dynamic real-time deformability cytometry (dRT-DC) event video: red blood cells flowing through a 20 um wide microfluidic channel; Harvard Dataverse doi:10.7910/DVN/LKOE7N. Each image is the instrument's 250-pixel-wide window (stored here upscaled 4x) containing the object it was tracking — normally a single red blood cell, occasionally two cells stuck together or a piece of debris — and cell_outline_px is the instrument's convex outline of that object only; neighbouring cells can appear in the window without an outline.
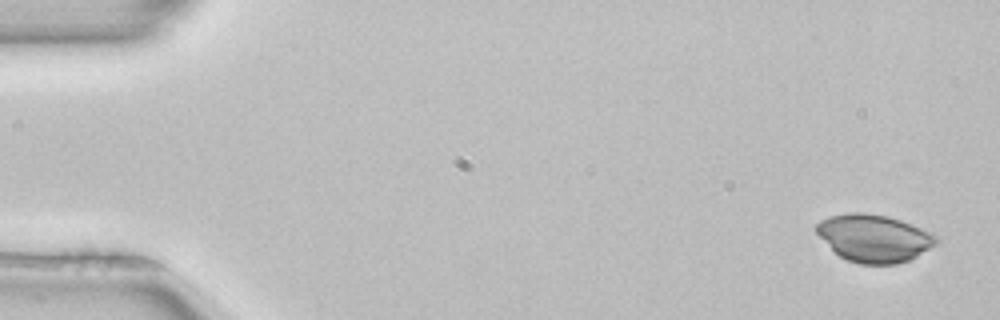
{"species": "common noctule bat (a hibernating species)", "species_latin": "Nyctalus noctula", "temperature_condition": "room temperature", "stored_images_in_passage": 4, "camera_frame_rate_fps": 3000, "um_per_image_px": 0.085, "animal": {"sex": "female", "body_mass_g": 22.7, "forearm_length_mm": 54.2}, "frame": {"image": 1, "passage_image": 1, "time_ms": 0.0, "image_size_px": [1000, 320], "cell_outline_px": [[940, 240], [936, 244], [916, 256], [900, 264], [860, 264], [848, 260], [840, 256], [816, 232], [816, 224], [820, 220], [828, 216], [852, 212], [864, 212], [888, 216], [912, 224], [932, 232]], "centroid_in_image_um": [74.31, 20.23], "position_along_channel_um": 10.7, "area_um2": 33.06}}
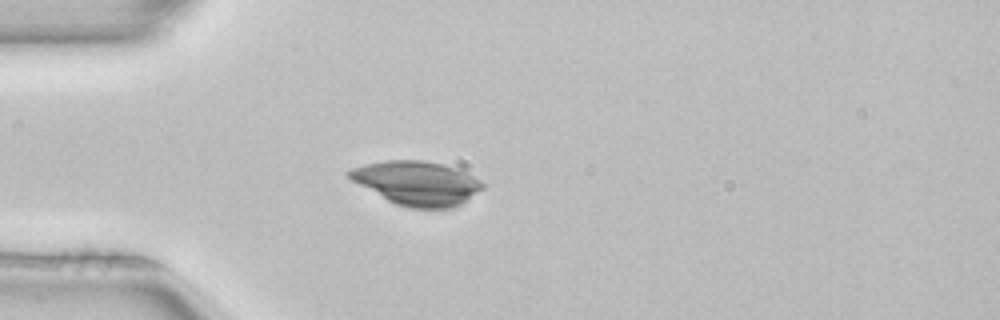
{"frame": {"image": 2, "passage_image": 4, "time_ms": 1.0, "image_size_px": [1000, 320], "cell_outline_px": [[484, 188], [460, 204], [452, 208], [408, 208], [396, 204], [388, 200], [352, 180], [344, 172], [352, 168], [364, 164], [388, 160], [424, 160], [444, 164], [456, 168], [480, 180], [484, 184]], "centroid_in_image_um": [35.44, 15.55], "position_along_channel_um": 49.6, "area_um2": 33.99}}